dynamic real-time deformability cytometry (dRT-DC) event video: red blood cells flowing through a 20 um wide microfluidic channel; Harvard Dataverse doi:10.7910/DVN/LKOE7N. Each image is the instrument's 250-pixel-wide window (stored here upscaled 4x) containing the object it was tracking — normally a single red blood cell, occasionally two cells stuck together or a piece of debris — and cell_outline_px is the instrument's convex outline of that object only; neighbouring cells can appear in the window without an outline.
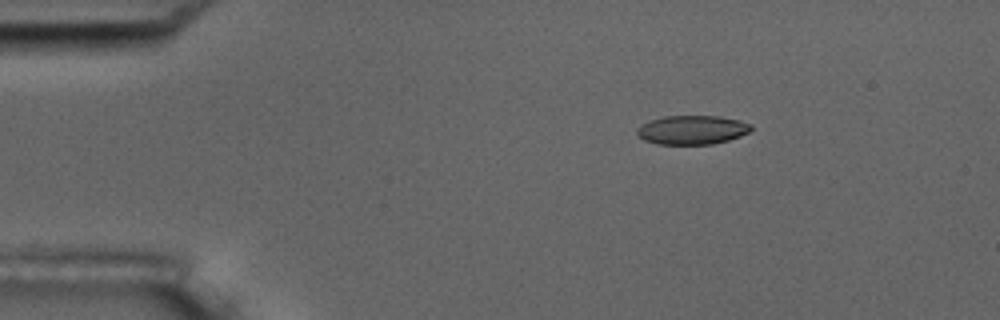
{"species": "common noctule bat (a hibernating species)", "species_latin": "Nyctalus noctula", "temperature_condition": "room temperature", "stored_images_in_passage": 5, "camera_frame_rate_fps": 3000, "um_per_image_px": 0.085, "animal": {"sex": "male", "body_mass_g": 17.5, "forearm_length_mm": 52.3}, "frame": {"image": 1, "passage_image": 3, "time_ms": 2.333, "image_size_px": [1000, 320], "cell_outline_px": [[752, 128], [748, 132], [740, 136], [728, 140], [712, 144], [656, 144], [644, 140], [636, 132], [636, 128], [640, 124], [648, 120], [664, 116], [720, 116], [740, 120], [752, 124]], "centroid_in_image_um": [58.81, 11.03], "position_along_channel_um": 26.2, "area_um2": 19.42}}